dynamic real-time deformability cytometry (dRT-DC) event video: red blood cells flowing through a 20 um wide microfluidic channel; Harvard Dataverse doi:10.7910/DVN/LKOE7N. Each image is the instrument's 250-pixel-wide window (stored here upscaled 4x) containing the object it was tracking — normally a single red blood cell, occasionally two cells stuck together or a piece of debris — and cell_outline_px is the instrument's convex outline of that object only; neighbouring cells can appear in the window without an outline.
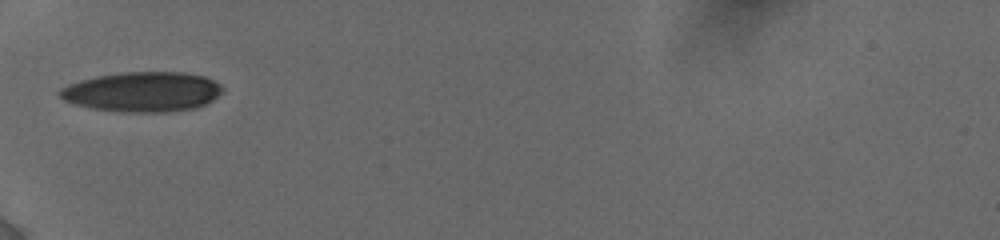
{"species": "human", "species_latin": "Homo sapiens", "temperature_condition": "cold", "stored_images_in_passage": 9, "camera_frame_rate_fps": 3000, "um_per_image_px": 0.085, "donor": {"sex": "female"}, "frame": {"image": 1, "passage_image": 1, "time_ms": 0.0, "image_size_px": [1000, 240], "cell_outline_px": [[224, 88], [212, 100], [196, 108], [168, 112], [128, 112], [92, 108], [76, 104], [64, 100], [56, 92], [60, 88], [68, 84], [80, 80], [96, 76], [124, 72], [184, 72], [204, 76], [220, 84]], "centroid_in_image_um": [12.09, 7.8], "position_along_channel_um": 72.9, "area_um2": 37.74}}
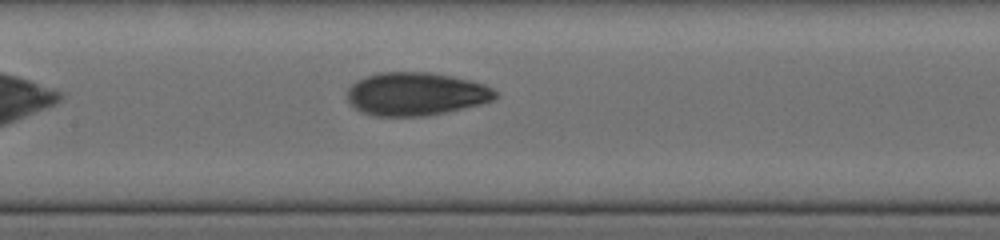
{"frame": {"image": 2, "passage_image": 6, "time_ms": 2.667, "image_size_px": [1000, 240], "cell_outline_px": [[496, 100], [480, 104], [444, 112], [424, 116], [376, 116], [360, 112], [348, 100], [348, 88], [356, 80], [380, 72], [432, 72], [472, 80], [484, 84], [492, 88], [496, 92]], "centroid_in_image_um": [35.36, 7.98], "position_along_channel_um": 172.0, "area_um2": 37.22}}
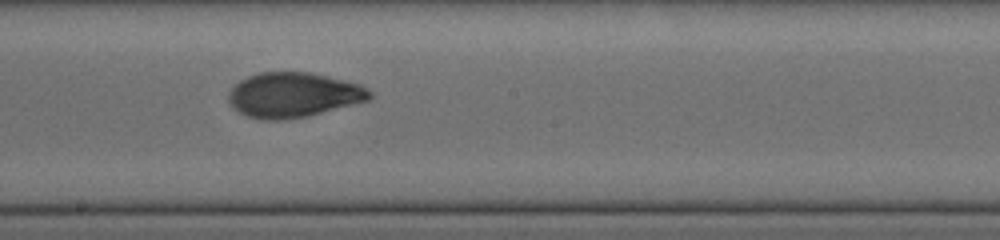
{"frame": {"image": 3, "passage_image": 8, "time_ms": 4.0, "image_size_px": [1000, 240], "cell_outline_px": [[372, 96], [368, 100], [308, 116], [288, 120], [260, 120], [248, 116], [232, 108], [228, 100], [228, 92], [240, 80], [248, 76], [260, 72], [308, 72], [328, 76], [360, 84], [368, 88], [372, 92]], "centroid_in_image_um": [24.92, 8.07], "position_along_channel_um": 223.3, "area_um2": 37.05}}